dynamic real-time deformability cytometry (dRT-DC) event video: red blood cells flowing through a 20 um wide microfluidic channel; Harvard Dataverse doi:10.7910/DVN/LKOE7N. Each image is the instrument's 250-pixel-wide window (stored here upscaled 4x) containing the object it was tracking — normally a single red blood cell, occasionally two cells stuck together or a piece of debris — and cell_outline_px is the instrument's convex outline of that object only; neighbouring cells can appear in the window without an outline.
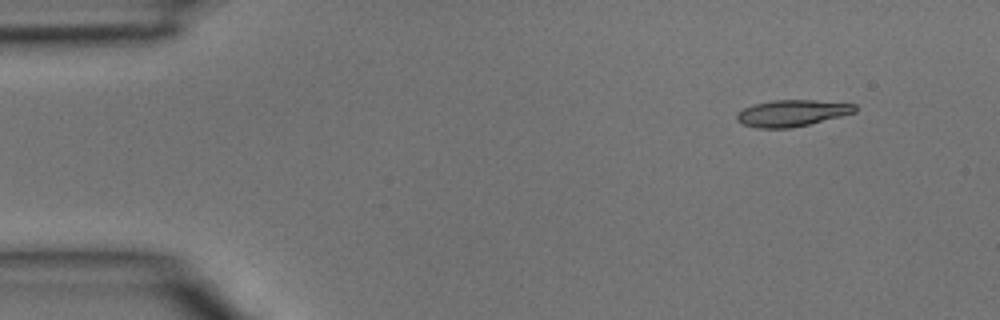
{"species": "common noctule bat (a hibernating species)", "species_latin": "Nyctalus noctula", "temperature_condition": "room temperature", "stored_images_in_passage": 3, "camera_frame_rate_fps": 3000, "um_per_image_px": 0.085, "animal": {"sex": "male", "body_mass_g": 15.6}, "frame": {"image": 1, "passage_image": 1, "time_ms": 0.0, "image_size_px": [1000, 320], "cell_outline_px": [[856, 112], [792, 128], [756, 128], [744, 124], [736, 120], [736, 112], [752, 104], [772, 100], [816, 100], [856, 104]], "centroid_in_image_um": [67.28, 9.61], "position_along_channel_um": 17.7, "area_um2": 18.26}}
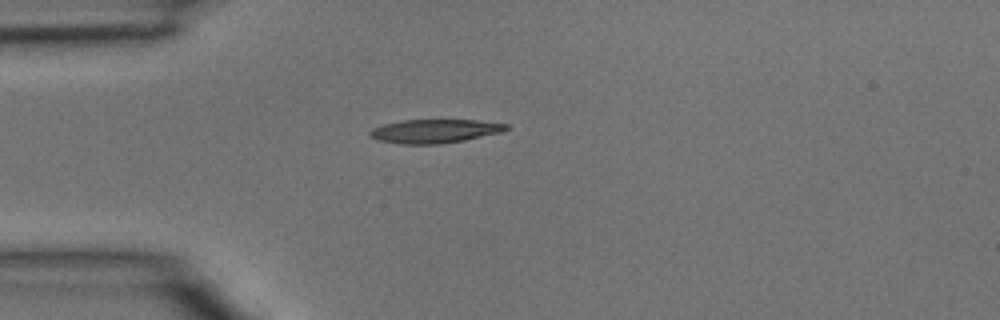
{"frame": {"image": 2, "passage_image": 3, "time_ms": 0.667, "image_size_px": [1000, 320], "cell_outline_px": [[508, 128], [504, 132], [464, 140], [440, 144], [400, 144], [376, 140], [368, 132], [372, 128], [384, 124], [404, 120], [476, 120], [508, 124]], "centroid_in_image_um": [36.96, 11.15], "position_along_channel_um": 48.0, "area_um2": 18.84}}